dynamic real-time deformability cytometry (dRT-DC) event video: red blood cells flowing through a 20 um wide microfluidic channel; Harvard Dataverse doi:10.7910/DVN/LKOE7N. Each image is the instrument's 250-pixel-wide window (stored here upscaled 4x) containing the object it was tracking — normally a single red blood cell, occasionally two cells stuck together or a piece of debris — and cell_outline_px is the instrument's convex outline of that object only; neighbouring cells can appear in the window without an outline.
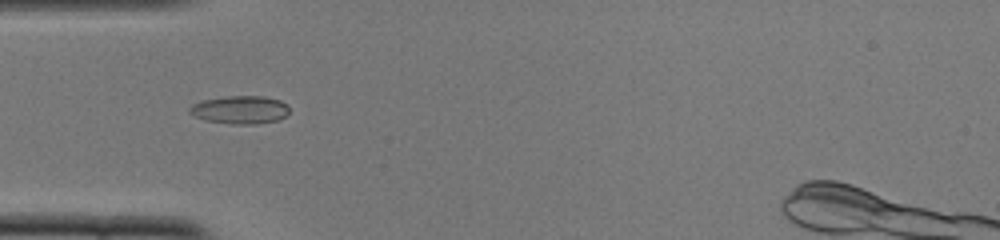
{"species": "common noctule bat (a hibernating species)", "species_latin": "Nyctalus noctula", "temperature_condition": "cold", "stored_images_in_passage": 37, "camera_frame_rate_fps": 3000, "um_per_image_px": 0.085, "animal": {"sex": "female", "body_mass_g": 22.0, "forearm_length_mm": 56.7}, "frame": {"image": 1, "passage_image": 1, "time_ms": 0.0, "image_size_px": [1000, 240], "cell_outline_px": [[288, 112], [284, 116], [276, 120], [256, 124], [228, 124], [204, 120], [188, 112], [188, 108], [192, 104], [200, 100], [228, 96], [264, 96], [280, 100], [288, 104]], "centroid_in_image_um": [20.37, 9.32], "position_along_channel_um": 64.6, "area_um2": 16.42}}
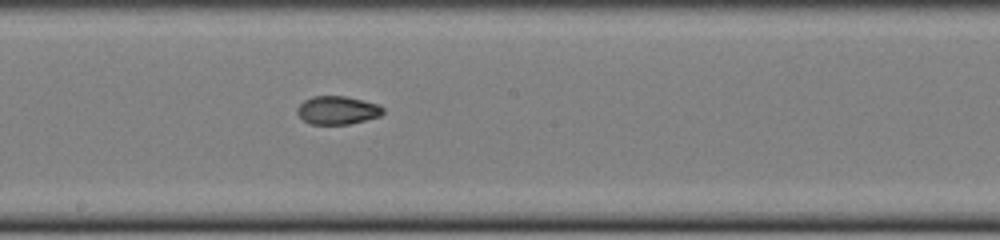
{"frame": {"image": 2, "passage_image": 13, "time_ms": 4.0, "image_size_px": [1000, 240], "cell_outline_px": [[384, 112], [380, 116], [348, 124], [312, 124], [304, 120], [296, 112], [296, 108], [304, 100], [312, 96], [344, 96], [376, 104], [384, 108]], "centroid_in_image_um": [28.65, 9.37], "position_along_channel_um": 219.5, "area_um2": 13.93}}
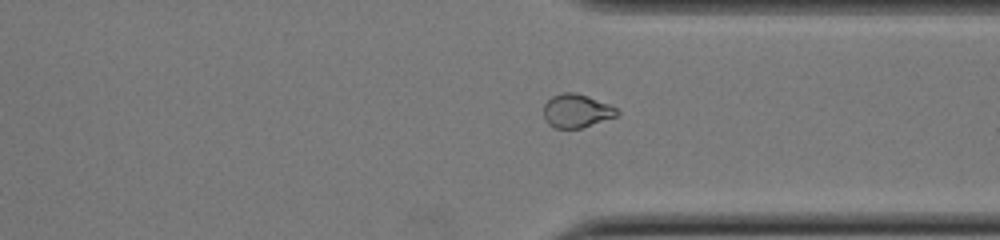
{"frame": {"image": 3, "passage_image": 24, "time_ms": 7.667, "image_size_px": [1000, 240], "cell_outline_px": [[620, 112], [616, 116], [580, 128], [556, 128], [548, 124], [544, 120], [544, 104], [552, 96], [564, 92], [576, 92], [588, 96], [608, 104], [616, 108]], "centroid_in_image_um": [48.98, 9.41], "position_along_channel_um": 362.4, "area_um2": 14.22}, "authors_computed_cell_mechanics": {"area_um2": 15.028, "velocity_mm_per_s": 3.8744, "shape_relaxation_time_tau1_ms": null, "shape_relaxation_time_tau2_ms": 1.811, "deformation_change_tau1": null, "deformation_change_tau2": 0.059}}